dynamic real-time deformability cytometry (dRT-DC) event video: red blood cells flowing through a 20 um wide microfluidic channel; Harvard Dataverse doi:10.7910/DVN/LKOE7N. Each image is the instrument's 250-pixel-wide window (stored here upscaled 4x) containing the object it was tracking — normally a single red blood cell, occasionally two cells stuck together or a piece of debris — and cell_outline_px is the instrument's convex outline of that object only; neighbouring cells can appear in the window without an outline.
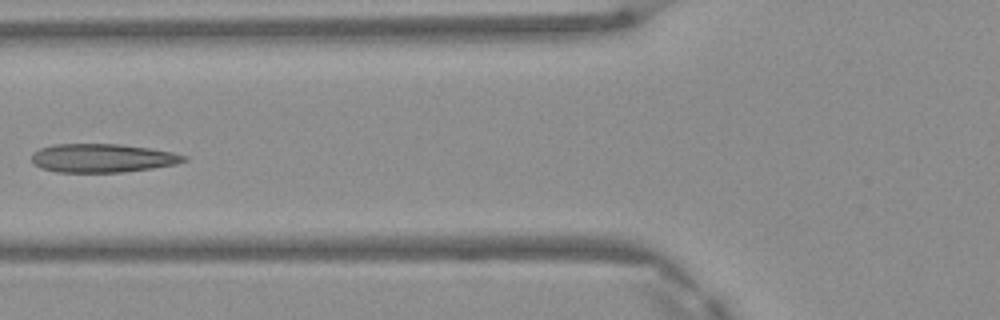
{"species": "Egyptian fruit bat (a non-hibernating species)", "species_latin": "Rousettus aegyptiacus", "temperature_condition": "warm", "stored_images_in_passage": 7, "camera_frame_rate_fps": 3000, "um_per_image_px": 0.085, "frame": {"image": 1, "passage_image": 6, "time_ms": 1.667, "image_size_px": [1000, 320], "cell_outline_px": [[188, 160], [176, 164], [152, 168], [124, 172], [56, 172], [40, 168], [32, 164], [32, 152], [40, 148], [56, 144], [120, 144], [148, 148], [172, 152], [188, 156]], "centroid_in_image_um": [8.69, 13.44], "position_along_channel_um": 117.1, "area_um2": 25.49}}
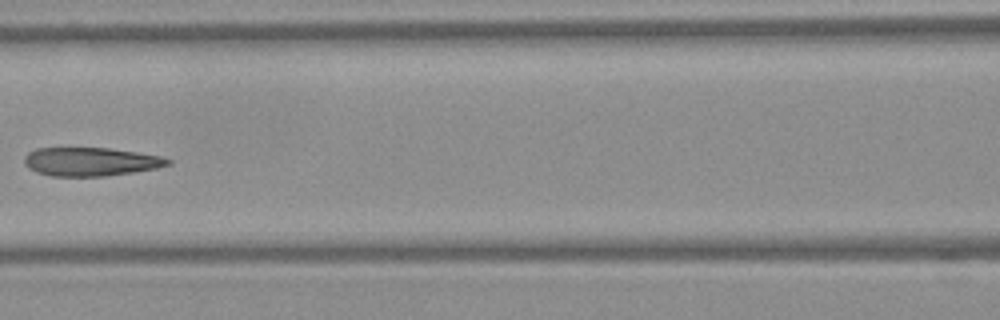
{"frame": {"image": 2, "passage_image": 7, "time_ms": 2.0, "image_size_px": [1000, 320], "cell_outline_px": [[172, 164], [156, 168], [132, 172], [104, 176], [52, 176], [36, 172], [28, 168], [24, 164], [24, 156], [28, 152], [36, 148], [112, 148], [160, 156], [172, 160]], "centroid_in_image_um": [7.68, 13.74], "position_along_channel_um": 158.9, "area_um2": 23.93}}